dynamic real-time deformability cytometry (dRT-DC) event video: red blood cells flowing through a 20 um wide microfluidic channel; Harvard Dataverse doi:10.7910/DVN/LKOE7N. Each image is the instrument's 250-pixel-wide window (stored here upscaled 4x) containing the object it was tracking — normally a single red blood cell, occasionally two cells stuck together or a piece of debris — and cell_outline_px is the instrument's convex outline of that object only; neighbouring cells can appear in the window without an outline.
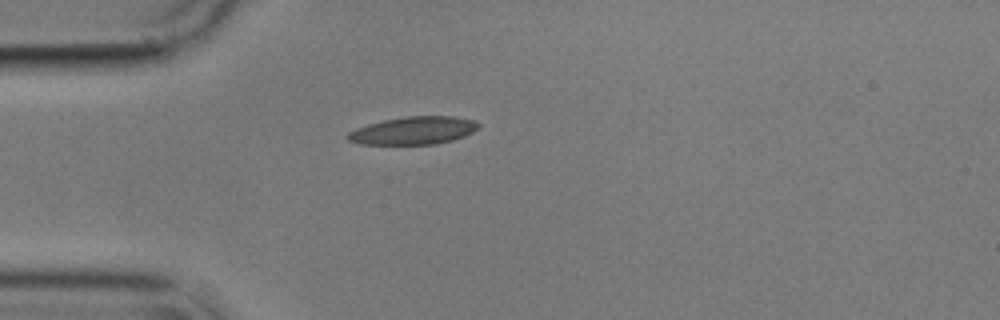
{"species": "common noctule bat (a hibernating species)", "species_latin": "Nyctalus noctula", "temperature_condition": "cold", "stored_images_in_passage": 42, "camera_frame_rate_fps": 3000, "um_per_image_px": 0.085, "animal": {"sex": "male", "body_mass_g": 17.9}, "frame": {"image": 1, "passage_image": 1, "time_ms": 0.0, "image_size_px": [1000, 320], "cell_outline_px": [[480, 124], [472, 132], [464, 136], [452, 140], [436, 144], [360, 144], [348, 140], [344, 136], [348, 132], [356, 128], [368, 124], [384, 120], [408, 116], [452, 116], [476, 120]], "centroid_in_image_um": [35.12, 11.09], "position_along_channel_um": 49.9, "area_um2": 21.15}}
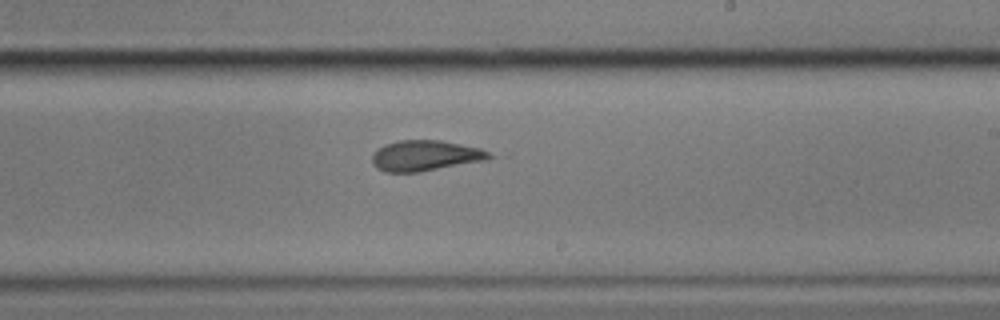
{"frame": {"image": 2, "passage_image": 19, "time_ms": 6.0, "image_size_px": [1000, 320], "cell_outline_px": [[496, 156], [488, 160], [420, 172], [384, 172], [376, 168], [372, 164], [372, 156], [384, 144], [400, 140], [440, 140], [480, 148]], "centroid_in_image_um": [36.17, 13.24], "position_along_channel_um": 252.8, "area_um2": 20.98}}
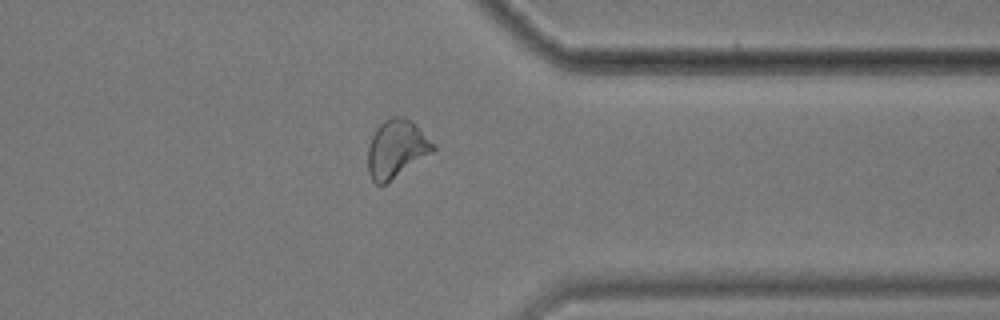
{"frame": {"image": 3, "passage_image": 30, "time_ms": 9.667, "image_size_px": [1000, 320], "cell_outline_px": [[436, 148], [432, 152], [384, 184], [376, 184], [372, 180], [368, 172], [368, 148], [372, 136], [376, 128], [384, 120], [392, 116], [404, 116], [412, 120], [436, 144]], "centroid_in_image_um": [33.7, 12.6], "position_along_channel_um": 377.7, "area_um2": 21.91}, "authors_computed_cell_mechanics": {"area_um2": 20.9525, "velocity_mm_per_s": 3.568, "shape_relaxation_time_tau1_ms": null, "shape_relaxation_time_tau2_ms": 2.1208, "deformation_change_tau1": null, "deformation_change_tau2": 0.1034}}